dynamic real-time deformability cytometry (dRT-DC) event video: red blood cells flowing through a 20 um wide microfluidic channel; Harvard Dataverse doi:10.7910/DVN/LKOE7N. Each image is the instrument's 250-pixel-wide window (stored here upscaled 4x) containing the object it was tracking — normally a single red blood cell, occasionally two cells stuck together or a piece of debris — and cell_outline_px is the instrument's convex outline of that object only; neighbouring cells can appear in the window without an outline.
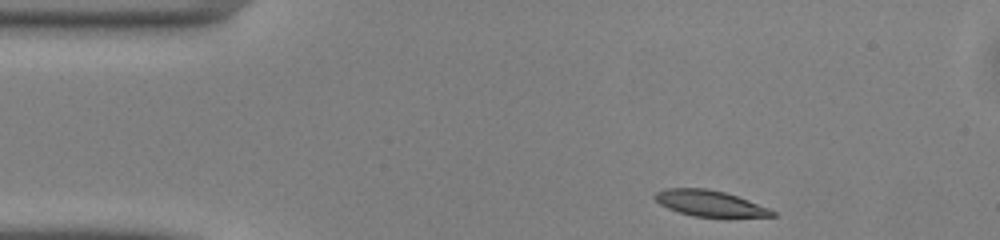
{"species": "common noctule bat (a hibernating species)", "species_latin": "Nyctalus noctula", "temperature_condition": "warm", "stored_images_in_passage": 43, "camera_frame_rate_fps": 3000, "um_per_image_px": 0.085, "animal": {"sex": "male", "body_mass_g": 13.0, "forearm_length_mm": 53.1}, "frame": {"image": 1, "passage_image": 1, "time_ms": 0.0, "image_size_px": [1000, 240], "cell_outline_px": [[776, 216], [692, 216], [668, 208], [660, 204], [652, 196], [656, 192], [668, 188], [708, 188], [724, 192], [748, 200], [768, 208], [776, 212]], "centroid_in_image_um": [60.28, 17.26], "position_along_channel_um": 24.7, "area_um2": 17.34}}
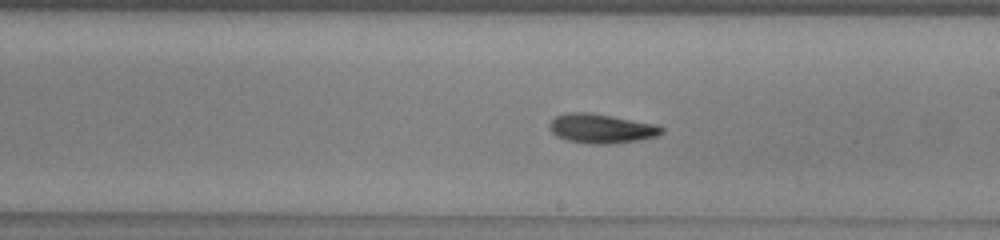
{"frame": {"image": 2, "passage_image": 21, "time_ms": 6.667, "image_size_px": [1000, 240], "cell_outline_px": [[664, 132], [656, 136], [640, 140], [612, 144], [588, 144], [568, 140], [556, 136], [548, 128], [548, 124], [556, 116], [564, 112], [588, 112], [612, 116], [656, 124], [664, 128]], "centroid_in_image_um": [51.1, 10.92], "position_along_channel_um": 237.9, "area_um2": 19.36}}
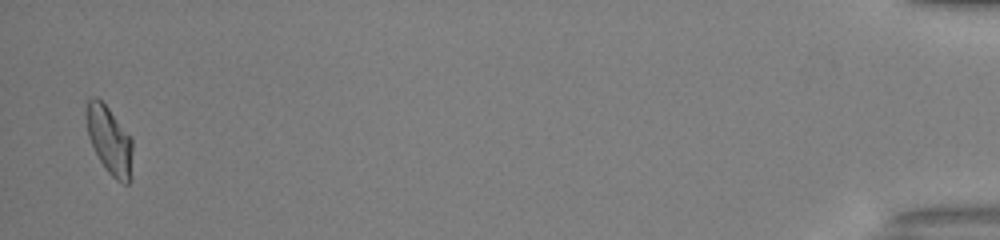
{"frame": {"image": 3, "passage_image": 42, "time_ms": 13.667, "image_size_px": [1000, 240], "cell_outline_px": [[132, 152], [128, 184], [124, 184], [116, 180], [104, 168], [88, 136], [84, 104], [92, 96], [96, 96], [108, 108], [132, 136]], "centroid_in_image_um": [9.28, 11.86], "position_along_channel_um": 425.9, "area_um2": 18.26}, "authors_computed_cell_mechanics": {"area_um2": 18.4382, "velocity_mm_per_s": 4.1056, "shape_relaxation_time_tau1_ms": 5.5386, "shape_relaxation_time_tau2_ms": 6.8007, "deformation_change_tau1": 0.1579, "deformation_change_tau2": 0.1188}}